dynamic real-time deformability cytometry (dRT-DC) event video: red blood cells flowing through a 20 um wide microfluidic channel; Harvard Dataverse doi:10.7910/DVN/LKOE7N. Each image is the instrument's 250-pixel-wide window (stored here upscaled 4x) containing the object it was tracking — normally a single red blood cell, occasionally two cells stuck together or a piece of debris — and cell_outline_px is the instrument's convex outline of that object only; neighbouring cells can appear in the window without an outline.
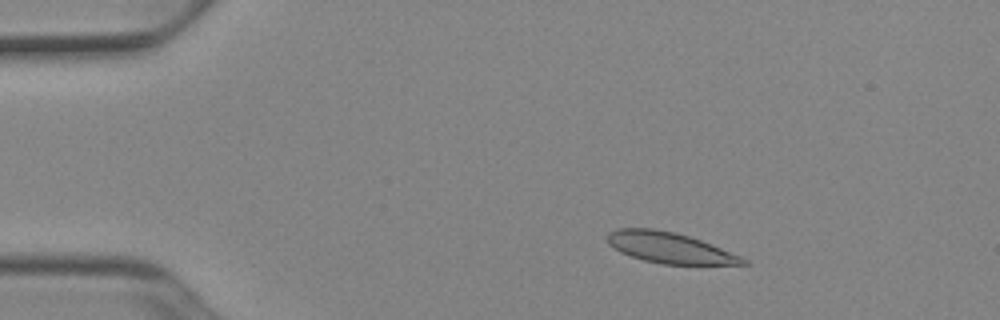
{"species": "Egyptian fruit bat (a non-hibernating species)", "species_latin": "Rousettus aegyptiacus", "temperature_condition": "cold", "stored_images_in_passage": 46, "camera_frame_rate_fps": 3000, "um_per_image_px": 0.085, "animal": {"sex": "female"}, "frame": {"image": 1, "passage_image": 3, "time_ms": 0.667, "image_size_px": [1000, 320], "cell_outline_px": [[752, 264], [664, 264], [644, 260], [620, 252], [608, 244], [608, 232], [616, 228], [652, 228], [672, 232], [688, 236], [700, 240], [740, 256], [748, 260]], "centroid_in_image_um": [56.89, 21.05], "position_along_channel_um": 28.1, "area_um2": 23.93}}
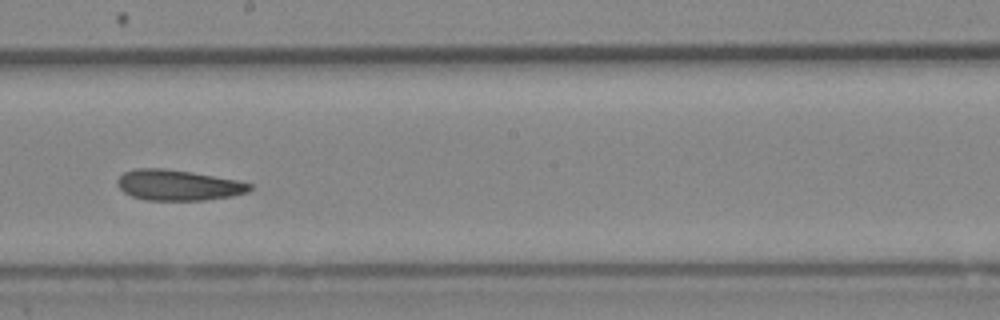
{"frame": {"image": 2, "passage_image": 24, "time_ms": 7.667, "image_size_px": [1000, 320], "cell_outline_px": [[252, 188], [248, 192], [232, 196], [204, 200], [144, 200], [132, 196], [124, 192], [116, 184], [116, 180], [124, 172], [136, 168], [164, 168], [192, 172], [236, 180], [252, 184]], "centroid_in_image_um": [15.12, 15.73], "position_along_channel_um": 233.1, "area_um2": 23.64}}
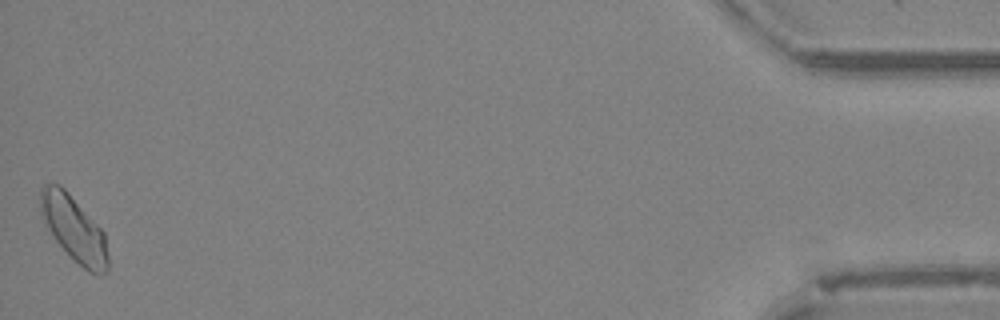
{"frame": {"image": 3, "passage_image": 46, "time_ms": 15.0, "image_size_px": [1000, 320], "cell_outline_px": [[108, 268], [104, 276], [88, 272], [56, 240], [48, 228], [40, 212], [40, 188], [44, 184], [60, 184], [68, 192], [104, 232], [108, 256]], "centroid_in_image_um": [6.3, 19.43], "position_along_channel_um": 428.9, "area_um2": 25.26}, "authors_computed_cell_mechanics": {"area_um2": 24.3049, "velocity_mm_per_s": 3.8849, "shape_relaxation_time_tau1_ms": null, "shape_relaxation_time_tau2_ms": 7.2868, "deformation_change_tau1": null, "deformation_change_tau2": 0.1301}}